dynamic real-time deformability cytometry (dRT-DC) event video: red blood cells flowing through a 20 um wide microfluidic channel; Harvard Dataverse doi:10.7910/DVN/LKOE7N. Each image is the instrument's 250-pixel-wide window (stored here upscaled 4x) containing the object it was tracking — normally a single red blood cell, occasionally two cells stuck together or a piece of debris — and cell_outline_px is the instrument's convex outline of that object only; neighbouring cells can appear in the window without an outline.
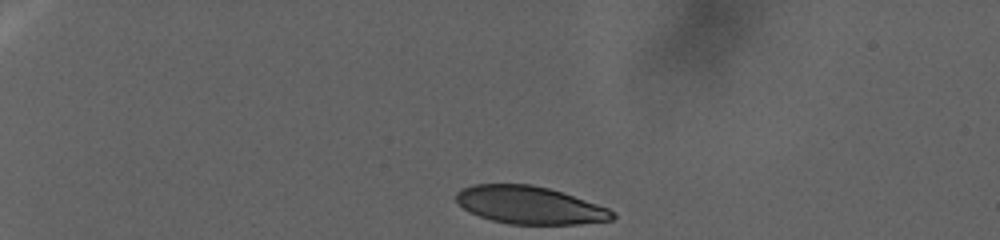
{"species": "human", "species_latin": "Homo sapiens", "temperature_condition": "warm", "stored_images_in_passage": 164, "camera_frame_rate_fps": 3000, "um_per_image_px": 0.085, "donor": {"sex": "female"}, "frame": {"image": 1, "passage_image": 1, "time_ms": 0.0, "image_size_px": [1000, 240], "cell_outline_px": [[616, 216], [612, 220], [580, 224], [508, 224], [492, 220], [468, 212], [456, 200], [456, 192], [464, 188], [476, 184], [532, 184], [548, 188], [608, 208]], "centroid_in_image_um": [45.0, 17.44], "position_along_channel_um": 40.0, "area_um2": 33.99}}
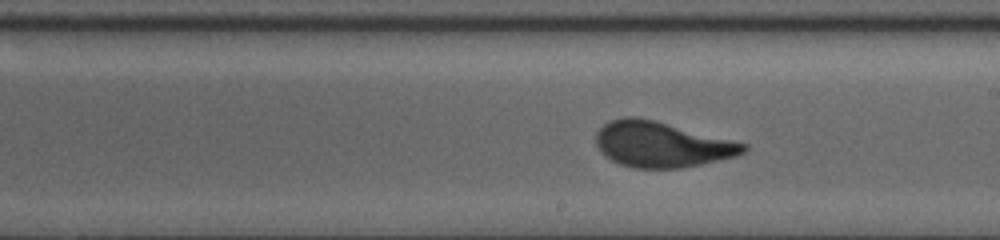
{"frame": {"image": 2, "passage_image": 83, "time_ms": 19.0, "image_size_px": [1000, 240], "cell_outline_px": [[748, 148], [744, 152], [736, 156], [700, 164], [680, 168], [632, 168], [620, 164], [604, 156], [600, 152], [596, 144], [596, 132], [604, 124], [612, 120], [624, 116], [636, 116], [656, 120], [748, 144]], "centroid_in_image_um": [56.21, 12.27], "position_along_channel_um": 232.8, "area_um2": 39.19}}
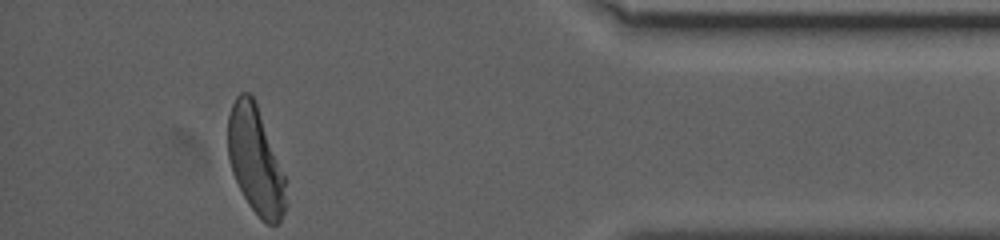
{"frame": {"image": 3, "passage_image": 164, "time_ms": 33.0, "image_size_px": [1000, 240], "cell_outline_px": [[288, 204], [280, 220], [276, 224], [268, 224], [260, 220], [248, 204], [232, 172], [228, 160], [228, 116], [232, 104], [236, 96], [240, 92], [248, 92], [252, 96], [256, 104], [284, 176]], "centroid_in_image_um": [21.7, 13.68], "position_along_channel_um": 413.5, "area_um2": 35.84}}